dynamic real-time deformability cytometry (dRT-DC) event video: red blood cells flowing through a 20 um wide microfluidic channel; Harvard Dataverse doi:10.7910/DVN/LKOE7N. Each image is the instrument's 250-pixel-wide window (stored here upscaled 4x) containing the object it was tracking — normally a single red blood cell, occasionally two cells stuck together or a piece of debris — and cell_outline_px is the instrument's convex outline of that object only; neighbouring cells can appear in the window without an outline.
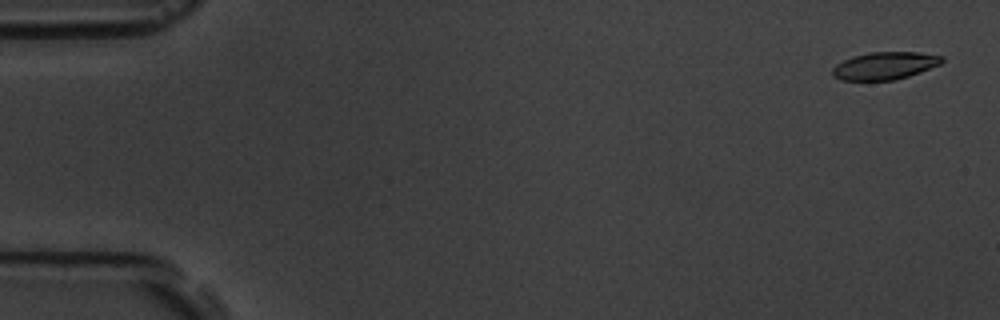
{"species": "common noctule bat (a hibernating species)", "species_latin": "Nyctalus noctula", "temperature_condition": "room temperature", "stored_images_in_passage": 6, "camera_frame_rate_fps": 3000, "um_per_image_px": 0.085, "animal": {"sex": "male", "body_mass_g": 19.5, "forearm_length_mm": 54.6}, "frame": {"image": 1, "passage_image": 1, "time_ms": 0.0, "image_size_px": [1000, 320], "cell_outline_px": [[944, 60], [940, 64], [920, 72], [896, 80], [840, 80], [832, 76], [832, 68], [836, 64], [852, 56], [868, 52], [920, 52], [944, 56]], "centroid_in_image_um": [75.2, 5.58], "position_along_channel_um": 9.8, "area_um2": 17.69}}
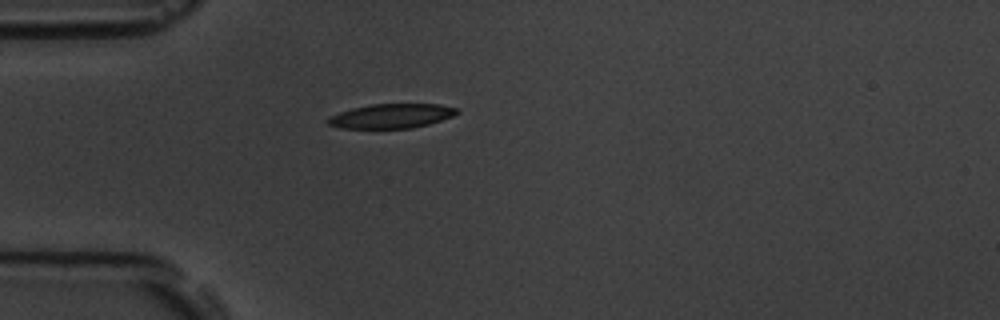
{"frame": {"image": 2, "passage_image": 5, "time_ms": 4.667, "image_size_px": [1000, 320], "cell_outline_px": [[460, 112], [452, 116], [428, 124], [412, 128], [340, 128], [328, 124], [328, 120], [332, 116], [340, 112], [352, 108], [372, 104], [436, 104], [456, 108]], "centroid_in_image_um": [33.28, 9.86], "position_along_channel_um": 51.7, "area_um2": 18.03}}